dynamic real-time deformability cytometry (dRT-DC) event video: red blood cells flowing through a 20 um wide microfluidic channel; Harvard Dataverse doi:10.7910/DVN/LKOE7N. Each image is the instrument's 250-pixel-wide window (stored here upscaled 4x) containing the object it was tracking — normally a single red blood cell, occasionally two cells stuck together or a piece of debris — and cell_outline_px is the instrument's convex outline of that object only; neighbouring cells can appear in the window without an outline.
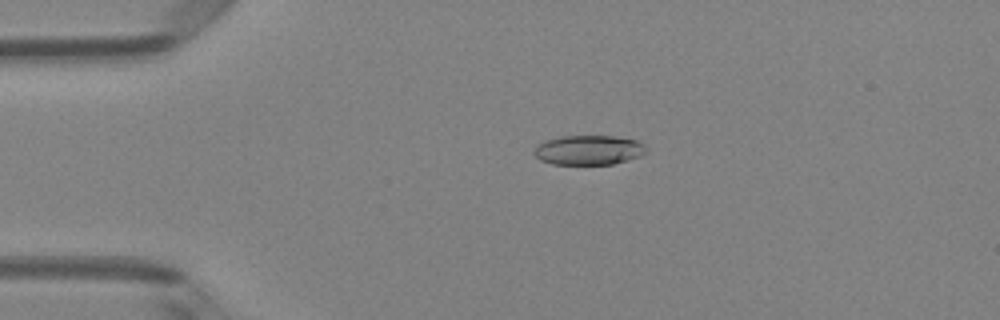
{"species": "Egyptian fruit bat (a non-hibernating species)", "species_latin": "Rousettus aegyptiacus", "temperature_condition": "room temperature", "stored_images_in_passage": 48, "camera_frame_rate_fps": 3000, "um_per_image_px": 0.085, "animal": {"sex": "female"}, "frame": {"image": 1, "passage_image": 11, "time_ms": 3.333, "image_size_px": [1000, 320], "cell_outline_px": [[648, 148], [640, 156], [628, 160], [612, 164], [552, 164], [540, 160], [532, 152], [536, 144], [548, 140], [564, 136], [612, 136], [636, 140], [644, 144]], "centroid_in_image_um": [50.02, 12.76], "position_along_channel_um": 35.0, "area_um2": 19.31}}
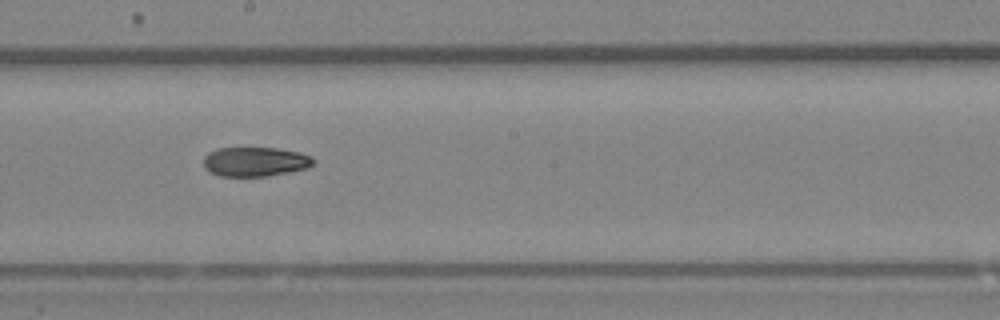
{"frame": {"image": 2, "passage_image": 28, "time_ms": 9.0, "image_size_px": [1000, 320], "cell_outline_px": [[316, 160], [308, 168], [268, 176], [220, 176], [208, 172], [204, 168], [204, 156], [208, 152], [216, 148], [276, 148], [300, 152], [312, 156]], "centroid_in_image_um": [21.68, 13.74], "position_along_channel_um": 226.5, "area_um2": 19.02}}
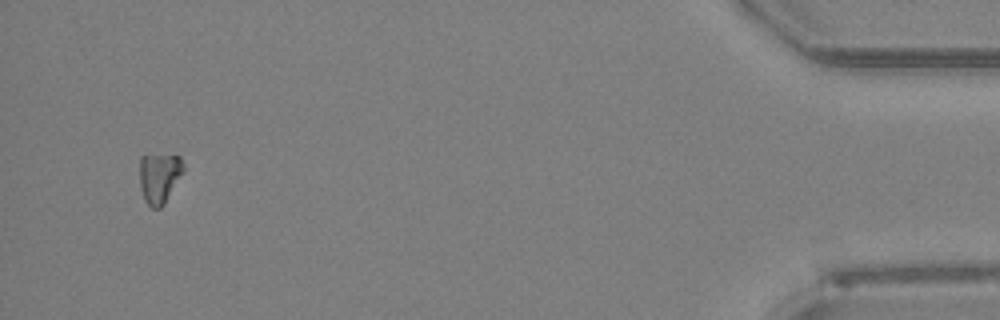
{"frame": {"image": 3, "passage_image": 48, "time_ms": 15.667, "image_size_px": [1000, 320], "cell_outline_px": [[184, 172], [164, 204], [160, 208], [152, 208], [144, 200], [140, 188], [140, 156], [180, 156], [184, 164]], "centroid_in_image_um": [13.55, 15.13], "position_along_channel_um": 421.6, "area_um2": 12.83}, "authors_computed_cell_mechanics": {"area_um2": 19.8543, "velocity_mm_per_s": 4.1, "shape_relaxation_time_tau1_ms": null, "shape_relaxation_time_tau2_ms": 5.9189, "deformation_change_tau1": null, "deformation_change_tau2": 0.129}}